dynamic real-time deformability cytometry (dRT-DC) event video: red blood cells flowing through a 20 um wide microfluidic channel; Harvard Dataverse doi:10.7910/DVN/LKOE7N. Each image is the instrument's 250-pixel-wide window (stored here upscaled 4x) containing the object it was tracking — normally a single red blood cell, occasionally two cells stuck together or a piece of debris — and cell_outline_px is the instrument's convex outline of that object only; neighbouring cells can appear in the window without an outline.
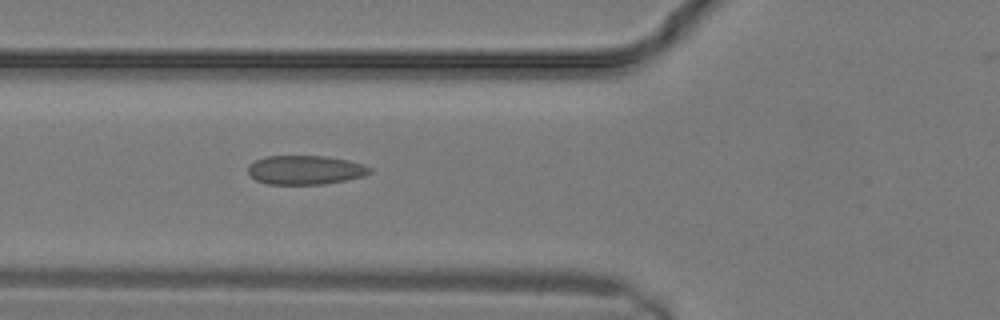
{"species": "common noctule bat (a hibernating species)", "species_latin": "Nyctalus noctula", "temperature_condition": "warm", "stored_images_in_passage": 9, "camera_frame_rate_fps": 3000, "um_per_image_px": 0.085, "animal": {"sex": "male", "body_mass_g": 19.2, "forearm_length_mm": 51.8}, "frame": {"image": 1, "passage_image": 9, "time_ms": 2.667, "image_size_px": [1000, 320], "cell_outline_px": [[372, 172], [364, 176], [324, 184], [268, 184], [256, 180], [248, 172], [248, 164], [256, 160], [268, 156], [324, 156], [348, 160], [364, 164], [372, 168]], "centroid_in_image_um": [25.97, 14.44], "position_along_channel_um": 99.8, "area_um2": 20.58}}